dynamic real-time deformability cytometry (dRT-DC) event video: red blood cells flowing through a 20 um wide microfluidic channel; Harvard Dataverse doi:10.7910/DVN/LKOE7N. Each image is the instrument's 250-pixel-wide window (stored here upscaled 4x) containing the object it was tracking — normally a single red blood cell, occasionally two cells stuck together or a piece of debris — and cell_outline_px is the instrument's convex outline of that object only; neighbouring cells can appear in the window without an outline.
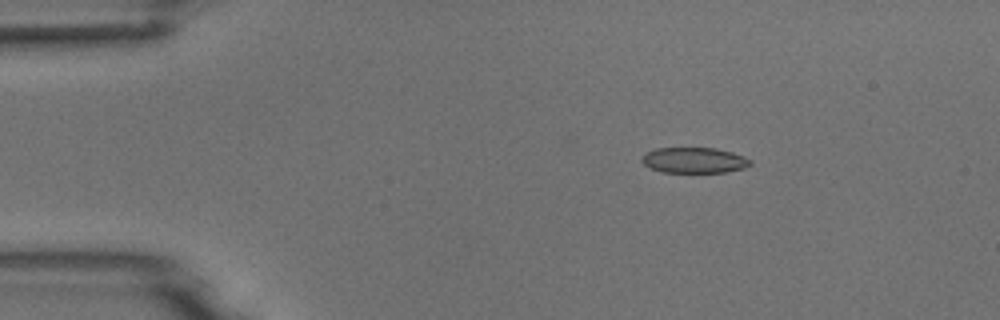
{"species": "common noctule bat (a hibernating species)", "species_latin": "Nyctalus noctula", "temperature_condition": "room temperature", "stored_images_in_passage": 3, "camera_frame_rate_fps": 3000, "um_per_image_px": 0.085, "animal": {"sex": "male", "body_mass_g": 18.8}, "frame": {"image": 1, "passage_image": 1, "time_ms": 0.0, "image_size_px": [1000, 320], "cell_outline_px": [[752, 164], [744, 168], [724, 172], [664, 172], [648, 168], [640, 160], [644, 152], [656, 148], [716, 148], [732, 152], [744, 156], [752, 160]], "centroid_in_image_um": [58.98, 13.61], "position_along_channel_um": 26.0, "area_um2": 16.36}}
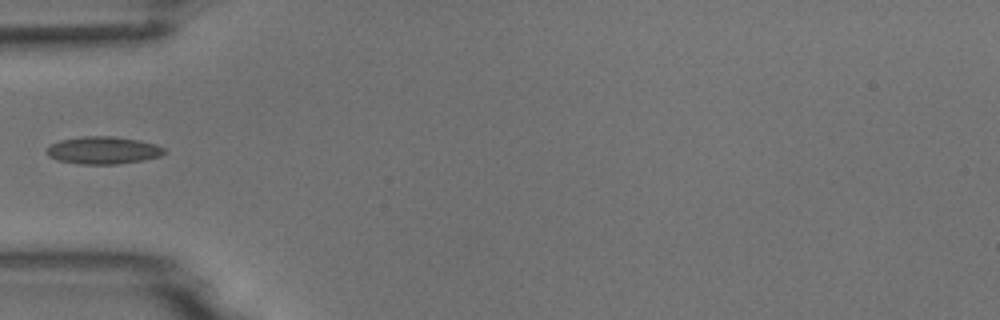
{"frame": {"image": 2, "passage_image": 3, "time_ms": 3.0, "image_size_px": [1000, 320], "cell_outline_px": [[168, 152], [160, 156], [144, 160], [116, 164], [80, 164], [56, 160], [48, 156], [44, 152], [52, 144], [60, 140], [84, 136], [112, 136], [140, 140], [156, 144], [164, 148]], "centroid_in_image_um": [8.78, 12.78], "position_along_channel_um": 76.2, "area_um2": 18.96}}